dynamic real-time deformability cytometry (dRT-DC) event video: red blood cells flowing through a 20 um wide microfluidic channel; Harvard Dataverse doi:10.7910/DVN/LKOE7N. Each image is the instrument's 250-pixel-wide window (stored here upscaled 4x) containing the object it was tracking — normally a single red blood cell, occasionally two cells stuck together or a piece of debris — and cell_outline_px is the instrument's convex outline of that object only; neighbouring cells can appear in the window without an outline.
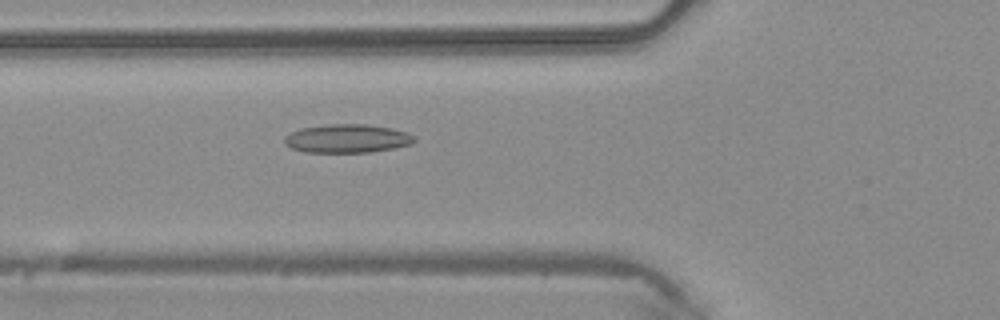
{"species": "common noctule bat (a hibernating species)", "species_latin": "Nyctalus noctula", "temperature_condition": "warm", "stored_images_in_passage": 46, "camera_frame_rate_fps": 3000, "um_per_image_px": 0.085, "animal": {"sex": "male", "body_mass_g": 20.4}, "frame": {"image": 1, "passage_image": 17, "time_ms": 5.333, "image_size_px": [1000, 320], "cell_outline_px": [[416, 140], [412, 144], [396, 148], [368, 152], [304, 152], [292, 148], [284, 144], [284, 136], [300, 128], [328, 124], [368, 124], [392, 128], [408, 132]], "centroid_in_image_um": [29.52, 11.77], "position_along_channel_um": 96.3, "area_um2": 21.73}}
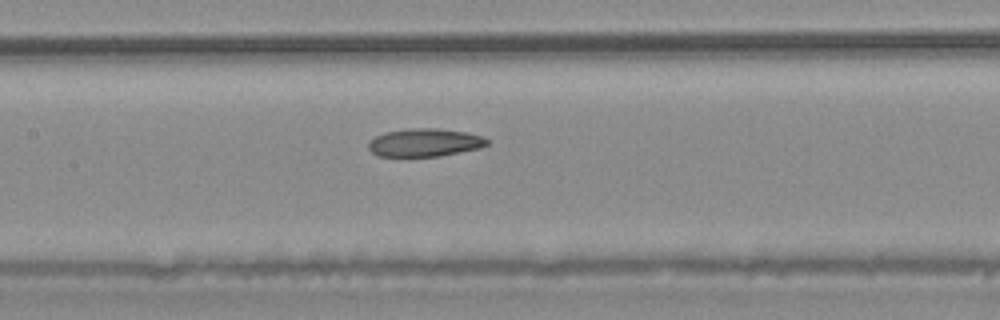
{"frame": {"image": 2, "passage_image": 22, "time_ms": 7.0, "image_size_px": [1000, 320], "cell_outline_px": [[488, 144], [480, 148], [440, 156], [408, 160], [376, 156], [368, 148], [368, 140], [376, 136], [388, 132], [412, 128], [436, 128], [464, 132], [484, 136], [488, 140]], "centroid_in_image_um": [36.03, 12.18], "position_along_channel_um": 171.4, "area_um2": 20.23}}
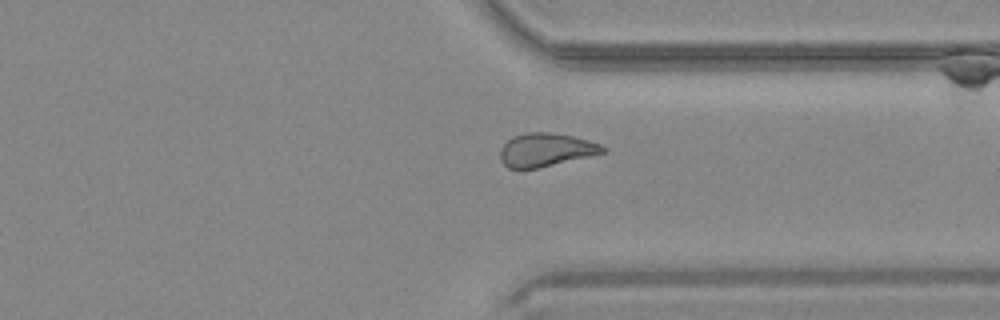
{"frame": {"image": 3, "passage_image": 35, "time_ms": 11.333, "image_size_px": [1000, 320], "cell_outline_px": [[608, 148], [604, 152], [588, 156], [536, 168], [508, 168], [500, 160], [500, 148], [512, 136], [528, 132], [548, 132], [572, 136], [588, 140], [600, 144]], "centroid_in_image_um": [46.36, 12.72], "position_along_channel_um": 365.0, "area_um2": 19.65}}